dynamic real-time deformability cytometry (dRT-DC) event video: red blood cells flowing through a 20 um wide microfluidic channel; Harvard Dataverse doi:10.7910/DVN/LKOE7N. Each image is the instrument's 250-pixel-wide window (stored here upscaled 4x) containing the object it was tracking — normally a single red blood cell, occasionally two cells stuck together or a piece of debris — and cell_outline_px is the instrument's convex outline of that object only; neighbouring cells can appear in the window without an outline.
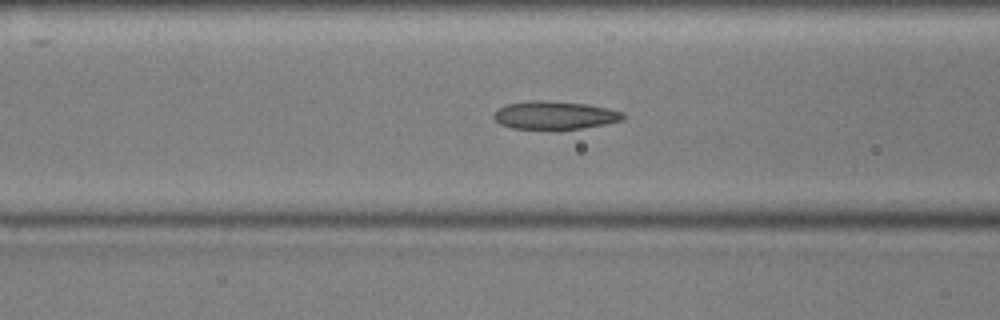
{"species": "common noctule bat (a hibernating species)", "species_latin": "Nyctalus noctula", "temperature_condition": "cold", "stored_images_in_passage": 41, "camera_frame_rate_fps": 3000, "um_per_image_px": 0.085, "animal": {"sex": "male", "body_mass_g": 17.9, "forearm_length_mm": 54.2}, "frame": {"image": 1, "passage_image": 15, "time_ms": 4.667, "image_size_px": [1000, 320], "cell_outline_px": [[624, 120], [604, 124], [580, 128], [512, 128], [500, 124], [492, 116], [500, 108], [508, 104], [536, 100], [540, 100], [584, 104], [608, 108], [624, 112]], "centroid_in_image_um": [47.18, 9.79], "position_along_channel_um": 119.4, "area_um2": 20.58}}
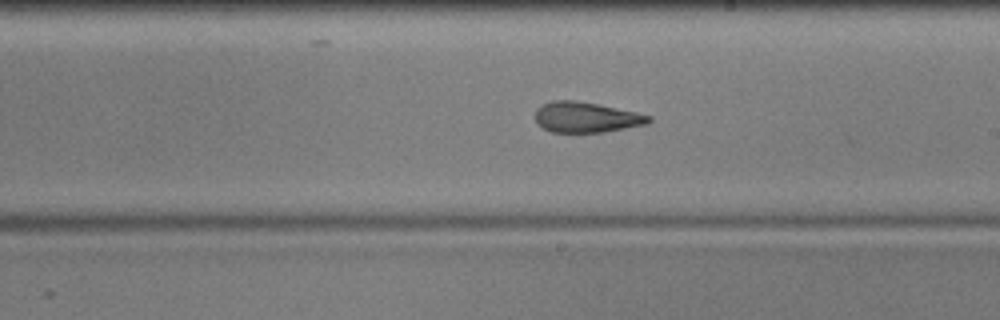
{"frame": {"image": 2, "passage_image": 25, "time_ms": 8.0, "image_size_px": [1000, 320], "cell_outline_px": [[652, 120], [648, 124], [604, 132], [552, 132], [544, 128], [536, 120], [536, 108], [552, 100], [572, 100], [600, 104], [636, 112], [652, 116]], "centroid_in_image_um": [49.87, 9.96], "position_along_channel_um": 239.1, "area_um2": 20.11}}
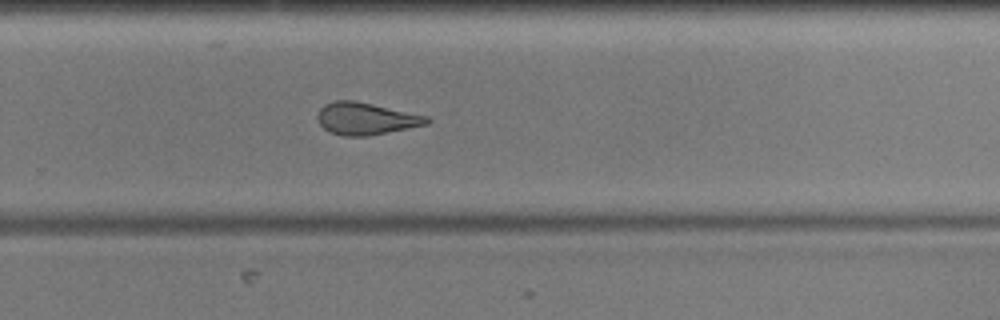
{"frame": {"image": 3, "passage_image": 30, "time_ms": 9.667, "image_size_px": [1000, 320], "cell_outline_px": [[432, 120], [428, 124], [368, 136], [344, 136], [332, 132], [324, 128], [320, 124], [316, 116], [320, 108], [324, 104], [336, 100], [352, 100], [372, 104], [428, 116]], "centroid_in_image_um": [31.1, 10.08], "position_along_channel_um": 298.7, "area_um2": 20.35}, "authors_computed_cell_mechanics": {"area_um2": 20.8658, "velocity_mm_per_s": 3.5897, "shape_relaxation_time_tau1_ms": 8.5411, "shape_relaxation_time_tau2_ms": 1.7946, "deformation_change_tau1": 0.1914, "deformation_change_tau2": 0.0925}}